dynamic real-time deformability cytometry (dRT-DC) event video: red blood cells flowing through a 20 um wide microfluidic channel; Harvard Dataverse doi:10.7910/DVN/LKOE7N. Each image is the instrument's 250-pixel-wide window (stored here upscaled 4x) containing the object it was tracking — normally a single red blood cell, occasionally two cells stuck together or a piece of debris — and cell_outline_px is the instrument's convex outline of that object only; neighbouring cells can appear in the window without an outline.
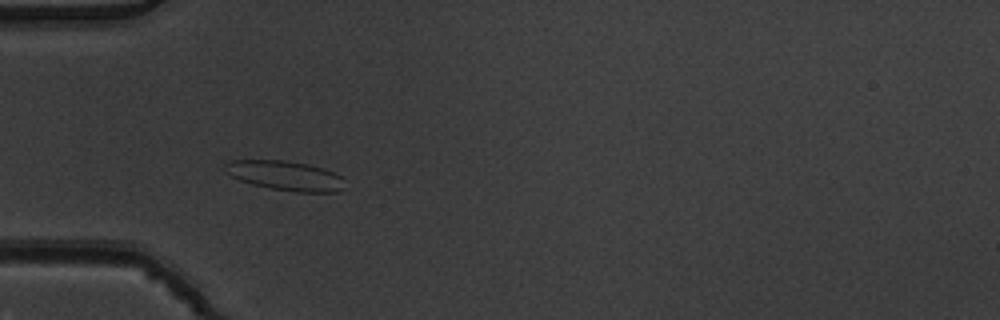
{"species": "common noctule bat (a hibernating species)", "species_latin": "Nyctalus noctula", "temperature_condition": "warm", "stored_images_in_passage": 4, "camera_frame_rate_fps": 3000, "um_per_image_px": 0.085, "animal": {"sex": "male", "body_mass_g": 19.5, "forearm_length_mm": 54.6}, "frame": {"image": 1, "passage_image": 3, "time_ms": 0.667, "image_size_px": [1000, 320], "cell_outline_px": [[340, 188], [336, 192], [296, 192], [272, 188], [252, 184], [240, 180], [232, 176], [228, 172], [224, 164], [228, 160], [284, 160], [308, 164], [324, 168], [340, 176]], "centroid_in_image_um": [24.19, 14.91], "position_along_channel_um": 60.8, "area_um2": 20.17}}